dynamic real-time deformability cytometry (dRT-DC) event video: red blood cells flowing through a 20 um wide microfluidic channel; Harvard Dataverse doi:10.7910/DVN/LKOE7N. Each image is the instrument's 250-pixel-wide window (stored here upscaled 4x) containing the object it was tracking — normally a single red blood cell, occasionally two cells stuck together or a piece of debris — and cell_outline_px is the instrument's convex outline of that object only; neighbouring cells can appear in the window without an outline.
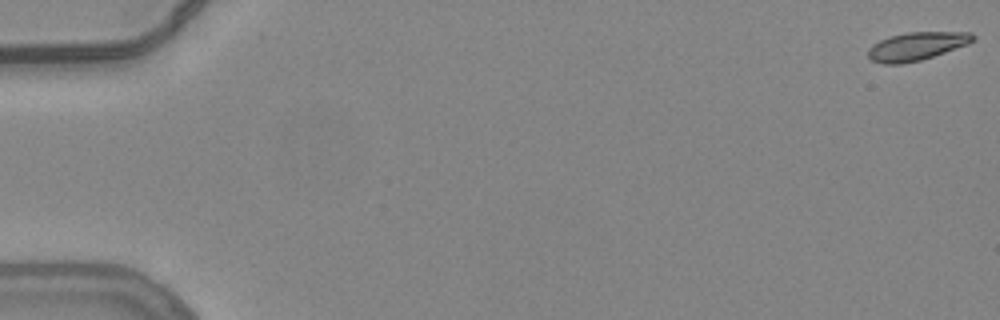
{"species": "common noctule bat (a hibernating species)", "species_latin": "Nyctalus noctula", "temperature_condition": "warm", "stored_images_in_passage": 9, "camera_frame_rate_fps": 3000, "um_per_image_px": 0.085, "animal": {"sex": "female", "body_mass_g": 24.6, "forearm_length_mm": 56.2}, "frame": {"image": 1, "passage_image": 1, "time_ms": 0.0, "image_size_px": [1000, 320], "cell_outline_px": [[976, 36], [968, 44], [920, 60], [900, 64], [884, 64], [872, 60], [868, 56], [868, 48], [872, 44], [888, 36], [908, 32], [972, 32]], "centroid_in_image_um": [77.88, 3.92], "position_along_channel_um": 7.1, "area_um2": 17.11}}